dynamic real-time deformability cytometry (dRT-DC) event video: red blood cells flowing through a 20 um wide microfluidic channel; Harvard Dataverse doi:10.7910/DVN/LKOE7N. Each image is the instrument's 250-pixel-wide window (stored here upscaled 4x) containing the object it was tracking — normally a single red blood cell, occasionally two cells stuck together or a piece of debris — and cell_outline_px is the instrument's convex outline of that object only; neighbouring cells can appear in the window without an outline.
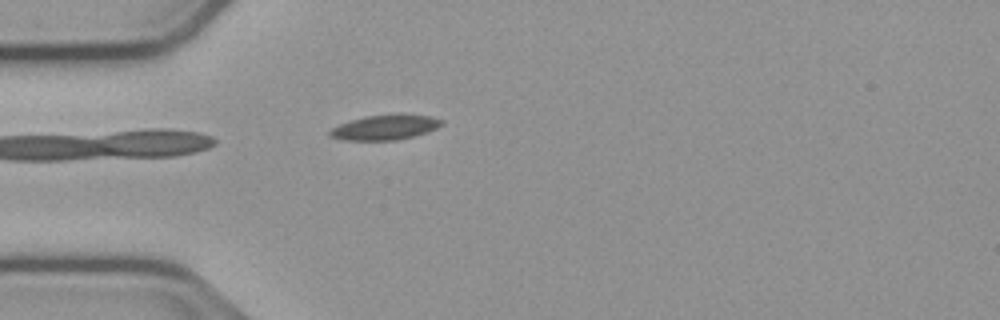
{"species": "common noctule bat (a hibernating species)", "species_latin": "Nyctalus noctula", "temperature_condition": "cold", "stored_images_in_passage": 36, "camera_frame_rate_fps": 3000, "um_per_image_px": 0.085, "animal": {"sex": "male", "body_mass_g": 23.1, "forearm_length_mm": 52.7}, "frame": {"image": 1, "passage_image": 1, "time_ms": 0.0, "image_size_px": [1000, 320], "cell_outline_px": [[444, 124], [428, 132], [396, 140], [344, 140], [328, 136], [328, 132], [332, 128], [340, 124], [364, 116], [400, 112], [432, 116], [444, 120]], "centroid_in_image_um": [32.78, 10.79], "position_along_channel_um": 52.2, "area_um2": 16.7}}
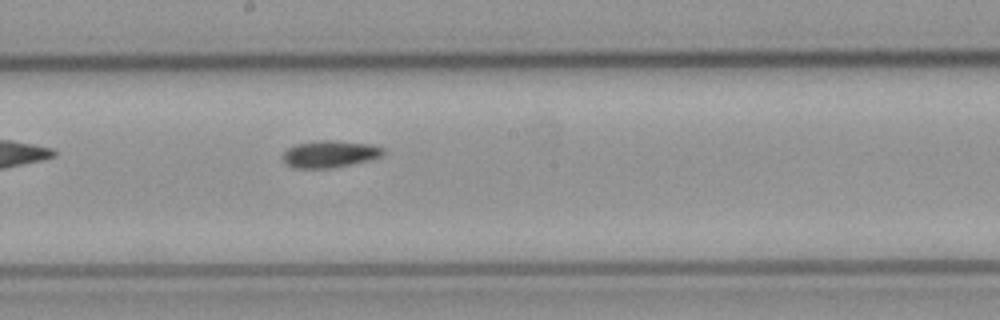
{"frame": {"image": 2, "passage_image": 15, "time_ms": 4.667, "image_size_px": [1000, 320], "cell_outline_px": [[384, 152], [380, 156], [372, 160], [332, 168], [292, 168], [284, 164], [284, 152], [288, 148], [296, 144], [316, 140], [332, 140], [372, 144], [384, 148]], "centroid_in_image_um": [28.03, 13.09], "position_along_channel_um": 220.2, "area_um2": 15.95}}
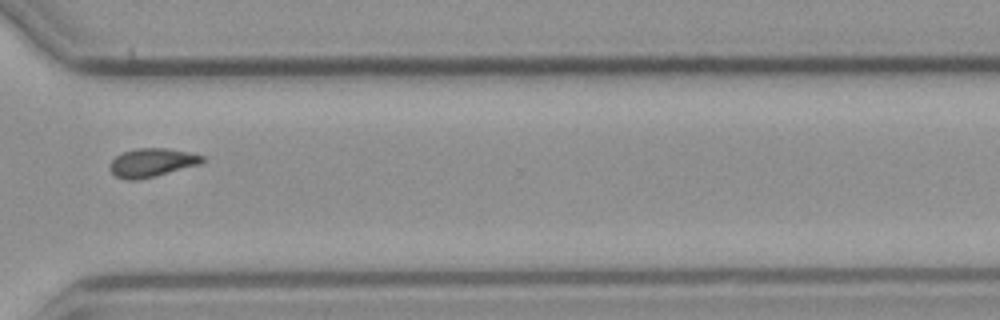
{"frame": {"image": 3, "passage_image": 26, "time_ms": 8.333, "image_size_px": [1000, 320], "cell_outline_px": [[204, 160], [200, 164], [156, 176], [136, 180], [124, 180], [116, 176], [108, 168], [108, 164], [116, 156], [124, 152], [136, 148], [168, 148], [188, 152], [204, 156]], "centroid_in_image_um": [12.88, 13.82], "position_along_channel_um": 357.7, "area_um2": 15.43}, "authors_computed_cell_mechanics": {"area_um2": 15.2014, "velocity_mm_per_s": 3.7581, "shape_relaxation_time_tau1_ms": null, "shape_relaxation_time_tau2_ms": 2.9877, "deformation_change_tau1": null, "deformation_change_tau2": 0.0644}}